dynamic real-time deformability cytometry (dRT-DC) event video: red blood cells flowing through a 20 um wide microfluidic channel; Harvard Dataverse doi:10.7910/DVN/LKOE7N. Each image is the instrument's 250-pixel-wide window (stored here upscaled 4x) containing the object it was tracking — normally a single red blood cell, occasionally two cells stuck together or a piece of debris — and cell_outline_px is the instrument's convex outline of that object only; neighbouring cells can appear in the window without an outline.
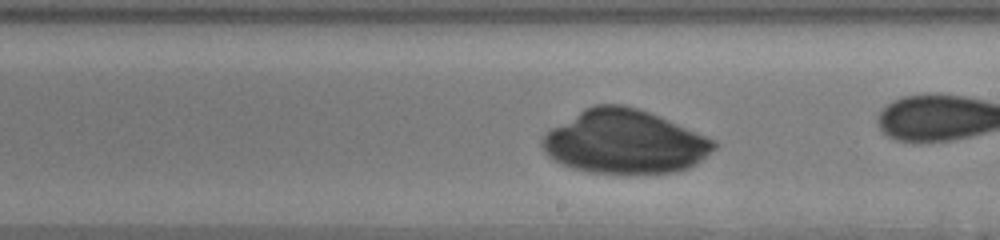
{"species": "human", "species_latin": "Homo sapiens", "temperature_condition": "cold", "stored_images_in_passage": 27, "camera_frame_rate_fps": 3000, "um_per_image_px": 0.085, "donor": {"sex": "male"}, "frame": {"image": 1, "passage_image": 16, "time_ms": 5.0, "image_size_px": [1000, 240], "cell_outline_px": [[716, 148], [712, 152], [696, 164], [688, 168], [676, 172], [588, 172], [572, 168], [560, 164], [552, 160], [544, 152], [540, 144], [540, 140], [552, 128], [584, 108], [596, 104], [624, 104], [660, 116], [716, 140]], "centroid_in_image_um": [53.08, 12.05], "position_along_channel_um": 235.9, "area_um2": 63.46}}